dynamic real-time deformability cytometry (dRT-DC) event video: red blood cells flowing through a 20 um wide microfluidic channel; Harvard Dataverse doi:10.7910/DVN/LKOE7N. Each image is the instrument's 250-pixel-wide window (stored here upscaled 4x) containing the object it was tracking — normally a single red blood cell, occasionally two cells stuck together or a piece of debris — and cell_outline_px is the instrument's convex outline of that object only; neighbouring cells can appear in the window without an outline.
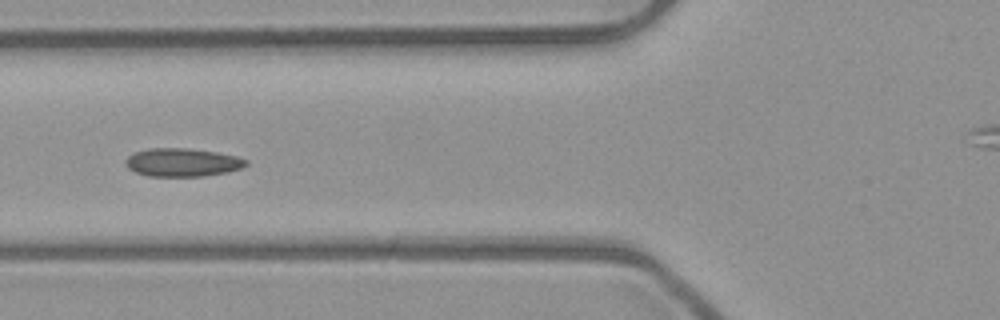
{"species": "common noctule bat (a hibernating species)", "species_latin": "Nyctalus noctula", "temperature_condition": "room temperature", "stored_images_in_passage": 9, "camera_frame_rate_fps": 3000, "um_per_image_px": 0.085, "animal": {"sex": "male", "body_mass_g": 23.1, "forearm_length_mm": 52.7}, "frame": {"image": 1, "passage_image": 6, "time_ms": 1.667, "image_size_px": [1000, 320], "cell_outline_px": [[248, 164], [240, 168], [228, 172], [204, 176], [148, 176], [136, 172], [128, 168], [124, 164], [124, 160], [128, 156], [136, 152], [152, 148], [188, 148], [216, 152], [236, 156], [248, 160]], "centroid_in_image_um": [15.5, 13.8], "position_along_channel_um": 110.3, "area_um2": 19.83}}